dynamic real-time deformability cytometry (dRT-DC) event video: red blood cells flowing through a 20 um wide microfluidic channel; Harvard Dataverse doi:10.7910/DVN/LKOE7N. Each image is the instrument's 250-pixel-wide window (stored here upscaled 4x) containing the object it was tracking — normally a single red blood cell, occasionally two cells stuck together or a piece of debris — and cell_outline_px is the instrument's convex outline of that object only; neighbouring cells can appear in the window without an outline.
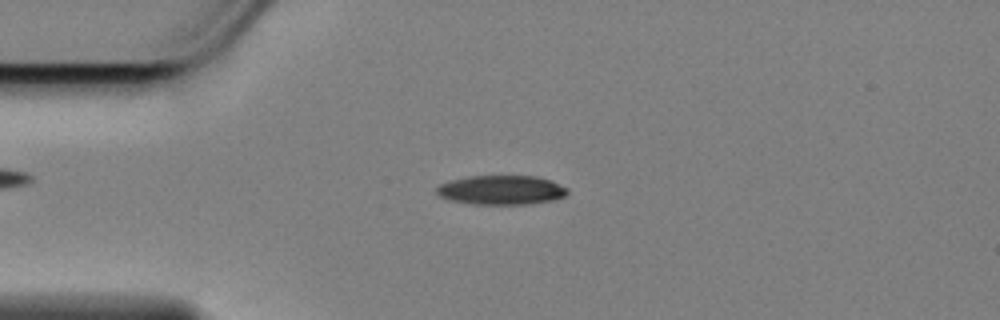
{"species": "Egyptian fruit bat (a non-hibernating species)", "species_latin": "Rousettus aegyptiacus", "temperature_condition": "cold", "stored_images_in_passage": 48, "camera_frame_rate_fps": 3000, "um_per_image_px": 0.085, "animal": {"sex": "female"}, "frame": {"image": 1, "passage_image": 10, "time_ms": 3.0, "image_size_px": [1000, 320], "cell_outline_px": [[568, 192], [564, 196], [552, 200], [524, 204], [472, 204], [448, 200], [440, 196], [436, 192], [436, 188], [440, 184], [452, 180], [468, 176], [536, 176], [552, 180], [568, 188]], "centroid_in_image_um": [42.61, 16.15], "position_along_channel_um": 42.4, "area_um2": 22.31}}
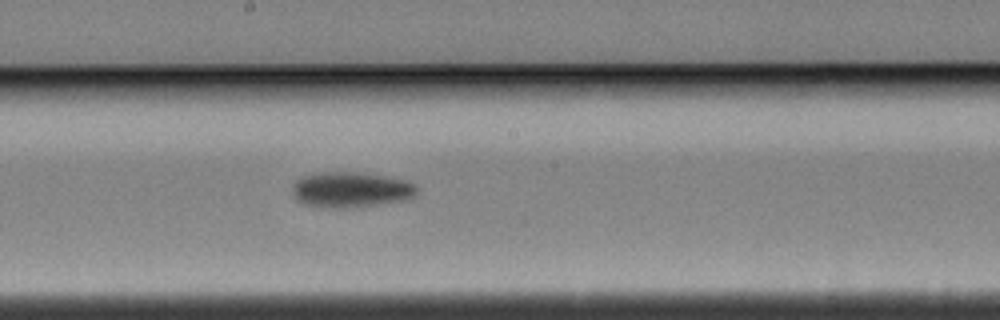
{"frame": {"image": 2, "passage_image": 27, "time_ms": 8.667, "image_size_px": [1000, 320], "cell_outline_px": [[416, 192], [408, 200], [360, 208], [324, 208], [304, 204], [296, 200], [292, 192], [292, 184], [300, 176], [316, 172], [360, 172], [408, 180], [416, 184]], "centroid_in_image_um": [29.8, 16.14], "position_along_channel_um": 218.4, "area_um2": 26.53}}
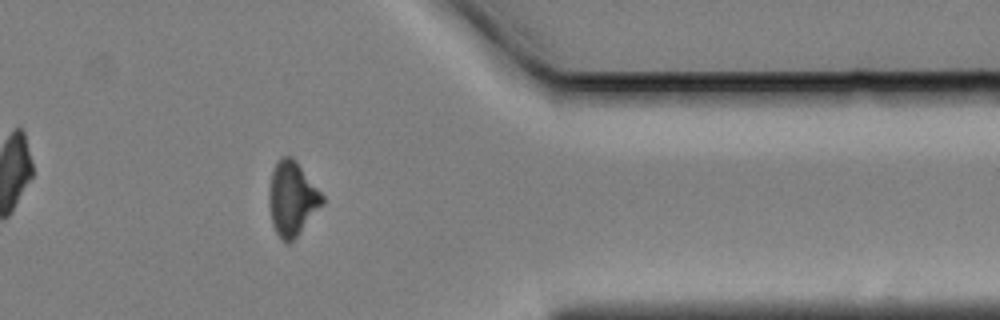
{"frame": {"image": 3, "passage_image": 43, "time_ms": 14.0, "image_size_px": [1000, 320], "cell_outline_px": [[324, 204], [296, 236], [288, 244], [276, 232], [272, 224], [268, 204], [268, 188], [272, 172], [280, 156], [292, 156], [296, 160], [324, 196]], "centroid_in_image_um": [24.82, 16.85], "position_along_channel_um": 386.6, "area_um2": 23.0}, "authors_computed_cell_mechanics": {"area_um2": 23.698, "velocity_mm_per_s": 3.4486, "shape_relaxation_time_tau1_ms": 3.4668, "shape_relaxation_time_tau2_ms": null, "deformation_change_tau1": 0.1133, "deformation_change_tau2": null}}